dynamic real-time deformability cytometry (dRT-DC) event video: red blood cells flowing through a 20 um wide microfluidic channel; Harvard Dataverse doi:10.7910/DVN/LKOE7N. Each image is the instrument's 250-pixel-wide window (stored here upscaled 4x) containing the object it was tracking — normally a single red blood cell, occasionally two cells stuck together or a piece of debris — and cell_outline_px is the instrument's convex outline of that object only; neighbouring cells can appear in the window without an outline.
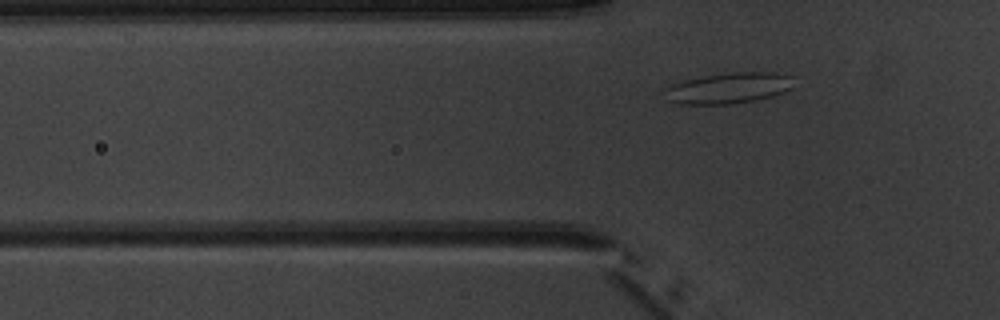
{"species": "common noctule bat (a hibernating species)", "species_latin": "Nyctalus noctula", "temperature_condition": "warm", "stored_images_in_passage": 5, "segment_of_instrument_passage": [2, 2], "camera_frame_rate_fps": 3000, "um_per_image_px": 0.085, "animal": {"sex": "male", "body_mass_g": 20.1, "forearm_length_mm": 53.5}, "frame": {"image": 1, "passage_image": 5, "time_ms": 5.0, "image_size_px": [1000, 320], "cell_outline_px": [[792, 88], [784, 92], [772, 96], [756, 100], [728, 104], [680, 104], [672, 100], [664, 88], [672, 84], [684, 80], [704, 76], [732, 72], [776, 72], [792, 76]], "centroid_in_image_um": [61.99, 7.47], "position_along_channel_um": 63.8, "area_um2": 22.95}}